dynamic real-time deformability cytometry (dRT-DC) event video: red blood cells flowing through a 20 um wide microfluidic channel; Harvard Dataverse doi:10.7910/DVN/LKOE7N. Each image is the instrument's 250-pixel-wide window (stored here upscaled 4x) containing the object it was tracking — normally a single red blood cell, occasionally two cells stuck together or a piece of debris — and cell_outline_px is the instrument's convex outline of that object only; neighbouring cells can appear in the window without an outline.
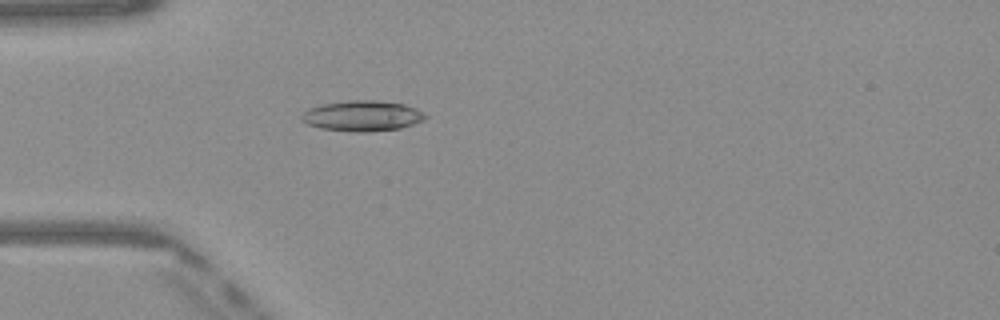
{"species": "Egyptian fruit bat (a non-hibernating species)", "species_latin": "Rousettus aegyptiacus", "temperature_condition": "warm", "stored_images_in_passage": 49, "camera_frame_rate_fps": 3000, "um_per_image_px": 0.085, "frame": {"image": 1, "passage_image": 14, "time_ms": 4.333, "image_size_px": [1000, 320], "cell_outline_px": [[428, 116], [424, 120], [400, 128], [368, 132], [352, 132], [320, 128], [308, 124], [300, 120], [300, 116], [308, 108], [324, 104], [352, 100], [376, 100], [404, 104], [416, 108], [424, 112]], "centroid_in_image_um": [30.8, 9.85], "position_along_channel_um": 54.2, "area_um2": 22.08}}
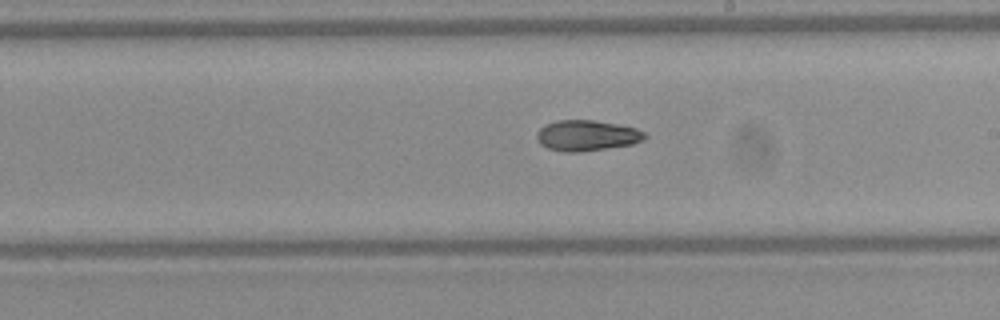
{"frame": {"image": 2, "passage_image": 28, "time_ms": 9.0, "image_size_px": [1000, 320], "cell_outline_px": [[648, 136], [644, 140], [632, 144], [580, 152], [564, 152], [548, 148], [540, 144], [536, 136], [536, 132], [544, 124], [556, 120], [596, 120], [636, 128], [644, 132]], "centroid_in_image_um": [49.86, 11.51], "position_along_channel_um": 239.1, "area_um2": 19.42}}
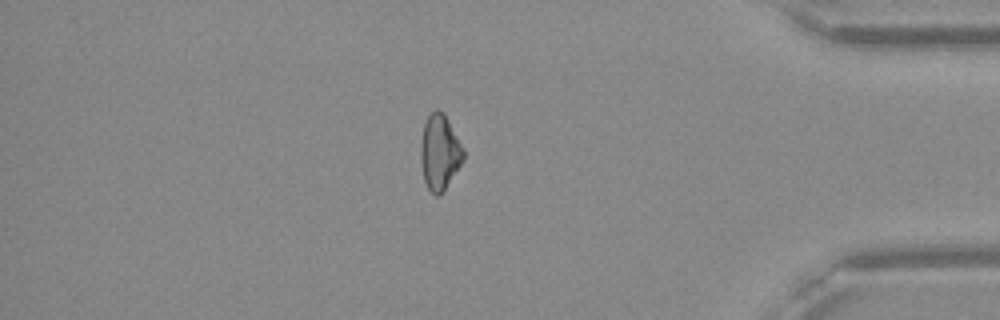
{"frame": {"image": 3, "passage_image": 42, "time_ms": 13.667, "image_size_px": [1000, 320], "cell_outline_px": [[464, 160], [440, 196], [436, 196], [428, 188], [424, 180], [420, 160], [420, 144], [424, 124], [428, 116], [436, 108], [444, 112], [464, 148]], "centroid_in_image_um": [37.37, 12.93], "position_along_channel_um": 397.8, "area_um2": 18.9}, "authors_computed_cell_mechanics": {"area_um2": 19.4786, "velocity_mm_per_s": 4.1058, "shape_relaxation_time_tau1_ms": null, "shape_relaxation_time_tau2_ms": 10.0901, "deformation_change_tau1": null, "deformation_change_tau2": 0.1528}}